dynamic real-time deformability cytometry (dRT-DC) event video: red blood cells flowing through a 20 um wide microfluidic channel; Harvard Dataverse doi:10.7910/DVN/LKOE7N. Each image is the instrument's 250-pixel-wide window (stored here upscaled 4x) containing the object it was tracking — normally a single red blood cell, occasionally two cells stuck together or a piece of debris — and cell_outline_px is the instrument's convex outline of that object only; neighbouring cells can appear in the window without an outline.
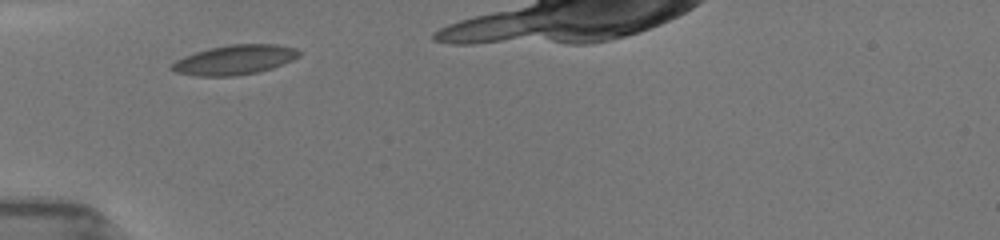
{"species": "common noctule bat (a hibernating species)", "species_latin": "Nyctalus noctula", "temperature_condition": "room temperature", "stored_images_in_passage": 3, "camera_frame_rate_fps": 3000, "um_per_image_px": 0.085, "animal": {"sex": "female", "body_mass_g": 19.5, "forearm_length_mm": 54.1}, "frame": {"image": 1, "passage_image": 1, "time_ms": 0.0, "image_size_px": [1000, 240], "cell_outline_px": [[300, 52], [292, 60], [272, 68], [260, 72], [240, 76], [196, 76], [176, 72], [168, 68], [176, 60], [184, 56], [196, 52], [212, 48], [232, 44], [272, 44], [292, 48]], "centroid_in_image_um": [19.89, 5.11], "position_along_channel_um": 65.1, "area_um2": 21.73}}
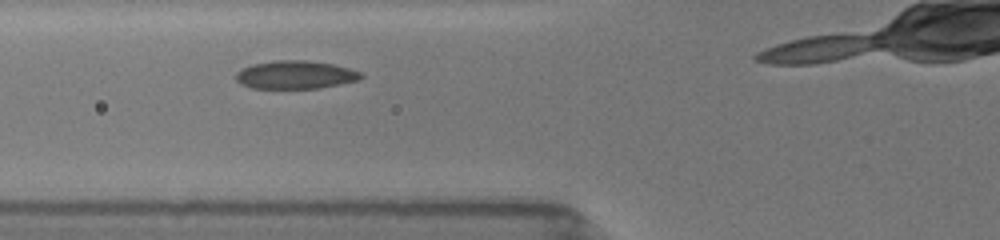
{"frame": {"image": 2, "passage_image": 2, "time_ms": 1.0, "image_size_px": [1000, 240], "cell_outline_px": [[364, 76], [360, 80], [320, 88], [252, 88], [240, 84], [236, 80], [236, 72], [252, 64], [276, 60], [308, 60], [332, 64], [348, 68], [360, 72]], "centroid_in_image_um": [25.11, 6.36], "position_along_channel_um": 100.7, "area_um2": 20.52}}